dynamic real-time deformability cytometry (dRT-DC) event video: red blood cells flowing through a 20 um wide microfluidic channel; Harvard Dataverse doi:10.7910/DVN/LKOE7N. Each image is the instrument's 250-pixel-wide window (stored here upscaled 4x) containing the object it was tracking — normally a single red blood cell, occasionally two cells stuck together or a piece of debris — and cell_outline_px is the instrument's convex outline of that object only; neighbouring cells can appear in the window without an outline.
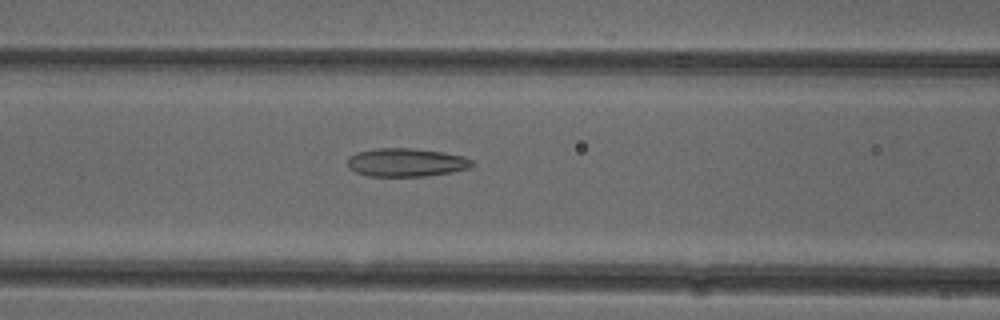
{"species": "common noctule bat (a hibernating species)", "species_latin": "Nyctalus noctula", "temperature_condition": "cold", "stored_images_in_passage": 51, "camera_frame_rate_fps": 3000, "um_per_image_px": 0.085, "animal": {"sex": "female"}, "frame": {"image": 1, "passage_image": 21, "time_ms": 6.667, "image_size_px": [1000, 320], "cell_outline_px": [[476, 164], [472, 168], [452, 172], [428, 176], [368, 176], [356, 172], [348, 168], [348, 156], [356, 152], [376, 148], [412, 148], [444, 152], [464, 156], [472, 160]], "centroid_in_image_um": [34.56, 13.8], "position_along_channel_um": 132.0, "area_um2": 20.92}}
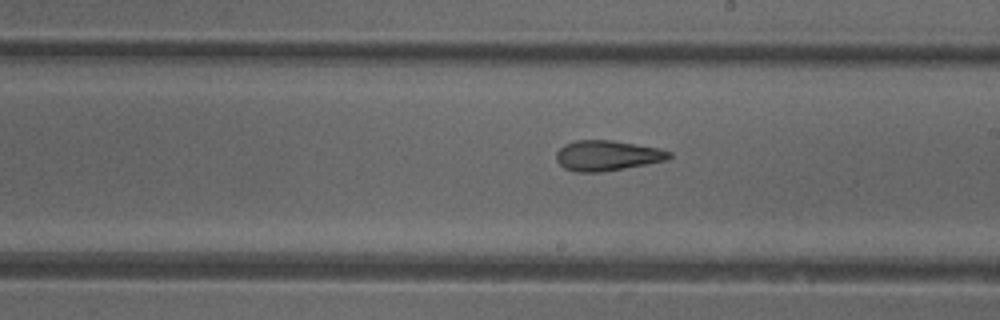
{"frame": {"image": 2, "passage_image": 29, "time_ms": 9.333, "image_size_px": [1000, 320], "cell_outline_px": [[672, 156], [668, 160], [624, 168], [600, 172], [576, 172], [564, 168], [556, 160], [556, 152], [564, 144], [576, 140], [612, 140], [660, 148], [672, 152]], "centroid_in_image_um": [51.62, 13.22], "position_along_channel_um": 237.4, "area_um2": 20.0}}
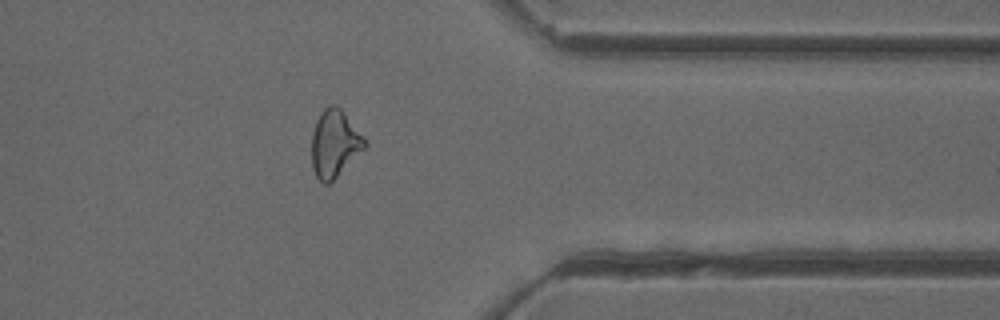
{"frame": {"image": 3, "passage_image": 41, "time_ms": 13.333, "image_size_px": [1000, 320], "cell_outline_px": [[368, 144], [328, 184], [324, 184], [316, 176], [312, 168], [312, 132], [316, 120], [320, 112], [328, 104], [336, 104], [344, 112], [364, 136]], "centroid_in_image_um": [28.42, 12.15], "position_along_channel_um": 383.0, "area_um2": 20.63}, "authors_computed_cell_mechanics": {"area_um2": 21.8484, "velocity_mm_per_s": 3.9471, "shape_relaxation_time_tau1_ms": null, "shape_relaxation_time_tau2_ms": 3.2465, "deformation_change_tau1": null, "deformation_change_tau2": 0.1279}}